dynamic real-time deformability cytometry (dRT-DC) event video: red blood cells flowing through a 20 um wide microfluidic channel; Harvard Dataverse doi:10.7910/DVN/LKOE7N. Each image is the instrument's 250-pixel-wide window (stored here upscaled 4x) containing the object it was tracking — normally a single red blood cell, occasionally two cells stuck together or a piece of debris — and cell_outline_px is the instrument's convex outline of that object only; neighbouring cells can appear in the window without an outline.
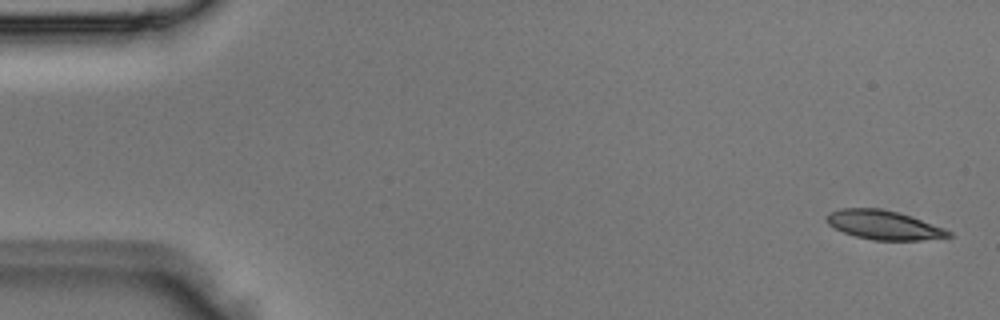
{"species": "Egyptian fruit bat (a non-hibernating species)", "species_latin": "Rousettus aegyptiacus", "temperature_condition": "room temperature", "stored_images_in_passage": 4, "camera_frame_rate_fps": 3000, "um_per_image_px": 0.085, "animal": {"sex": "male"}, "frame": {"image": 1, "passage_image": 1, "time_ms": 0.0, "image_size_px": [1000, 320], "cell_outline_px": [[952, 236], [920, 240], [872, 240], [856, 236], [844, 232], [828, 224], [824, 220], [832, 212], [840, 208], [880, 208], [900, 212], [944, 228], [952, 232]], "centroid_in_image_um": [75.13, 19.12], "position_along_channel_um": 9.9, "area_um2": 20.52}}
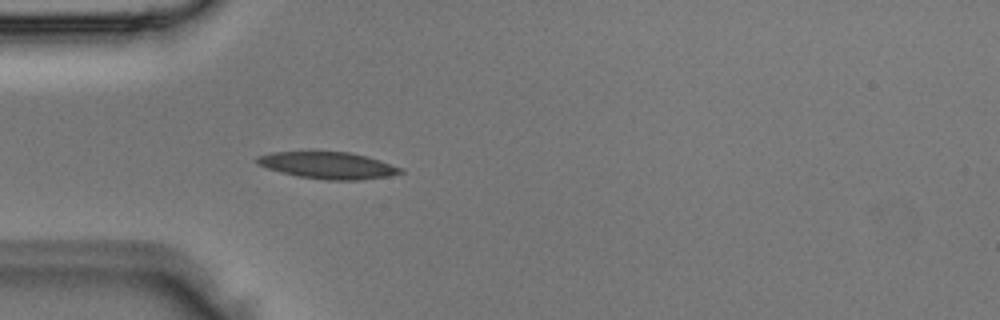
{"frame": {"image": 2, "passage_image": 4, "time_ms": 1.0, "image_size_px": [1000, 320], "cell_outline_px": [[404, 172], [388, 176], [356, 180], [328, 180], [296, 176], [280, 172], [256, 164], [256, 156], [272, 152], [348, 152], [368, 156], [404, 168]], "centroid_in_image_um": [27.88, 14.05], "position_along_channel_um": 57.1, "area_um2": 22.43}}